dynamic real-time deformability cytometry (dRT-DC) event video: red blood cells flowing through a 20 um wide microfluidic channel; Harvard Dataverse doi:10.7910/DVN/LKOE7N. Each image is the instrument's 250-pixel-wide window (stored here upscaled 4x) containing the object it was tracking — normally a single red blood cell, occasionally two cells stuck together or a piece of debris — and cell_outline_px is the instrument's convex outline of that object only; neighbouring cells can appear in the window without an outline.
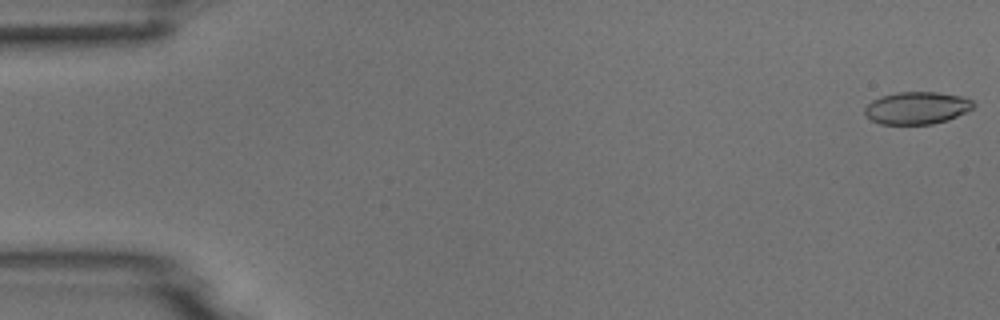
{"species": "common noctule bat (a hibernating species)", "species_latin": "Nyctalus noctula", "temperature_condition": "room temperature", "stored_images_in_passage": 5, "camera_frame_rate_fps": 3000, "um_per_image_px": 0.085, "animal": {"sex": "male", "body_mass_g": 18.8}, "frame": {"image": 1, "passage_image": 1, "time_ms": 0.0, "image_size_px": [1000, 320], "cell_outline_px": [[976, 104], [972, 108], [948, 120], [932, 124], [880, 124], [872, 120], [864, 112], [864, 108], [872, 100], [880, 96], [896, 92], [936, 92], [964, 96], [972, 100]], "centroid_in_image_um": [77.94, 9.16], "position_along_channel_um": 7.1, "area_um2": 20.52}}
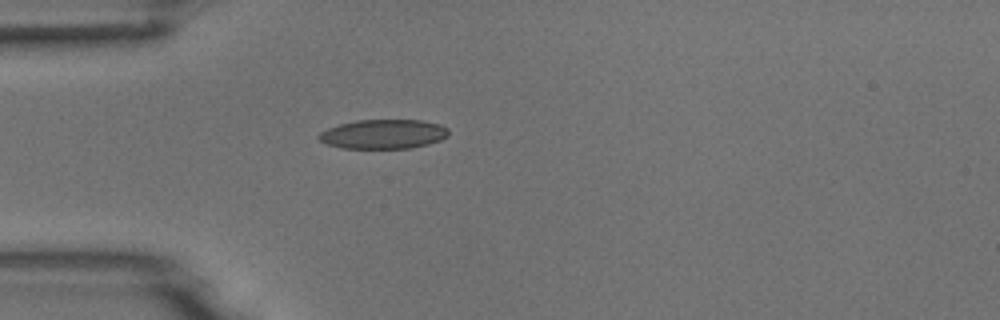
{"frame": {"image": 2, "passage_image": 5, "time_ms": 1.333, "image_size_px": [1000, 320], "cell_outline_px": [[448, 136], [440, 140], [428, 144], [412, 148], [340, 148], [328, 144], [320, 140], [316, 136], [320, 132], [328, 128], [340, 124], [356, 120], [420, 120], [440, 124], [448, 128]], "centroid_in_image_um": [32.59, 11.4], "position_along_channel_um": 52.4, "area_um2": 22.2}}